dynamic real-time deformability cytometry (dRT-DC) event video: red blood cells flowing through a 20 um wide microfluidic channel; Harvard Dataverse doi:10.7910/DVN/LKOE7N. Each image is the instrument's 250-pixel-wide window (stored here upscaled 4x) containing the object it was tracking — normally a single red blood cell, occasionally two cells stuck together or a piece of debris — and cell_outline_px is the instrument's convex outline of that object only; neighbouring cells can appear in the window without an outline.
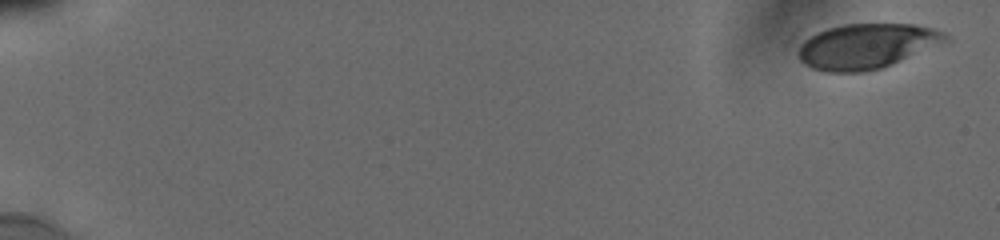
{"species": "human", "species_latin": "Homo sapiens", "temperature_condition": "cold", "stored_images_in_passage": 11, "camera_frame_rate_fps": 3000, "um_per_image_px": 0.085, "donor": {"sex": "male"}, "frame": {"image": 1, "passage_image": 1, "time_ms": 0.0, "image_size_px": [1000, 240], "cell_outline_px": [[952, 40], [884, 68], [864, 72], [824, 72], [812, 68], [804, 64], [800, 60], [800, 48], [804, 40], [816, 32], [828, 28], [844, 24], [912, 24], [932, 28], [944, 32]], "centroid_in_image_um": [73.72, 3.93], "position_along_channel_um": 11.3, "area_um2": 38.9}}
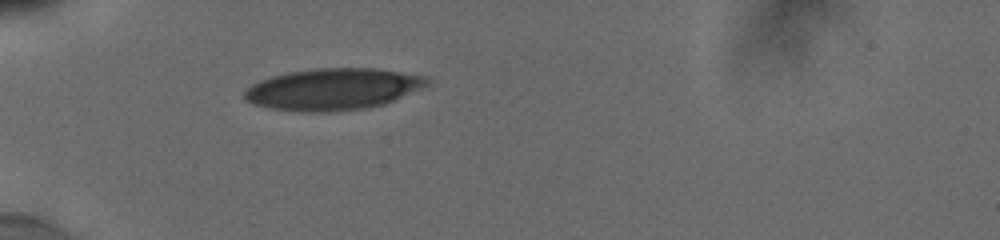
{"frame": {"image": 2, "passage_image": 9, "time_ms": 5.667, "image_size_px": [1000, 240], "cell_outline_px": [[432, 80], [428, 84], [420, 88], [384, 104], [364, 108], [332, 112], [300, 112], [268, 108], [252, 104], [244, 100], [244, 92], [252, 84], [260, 80], [272, 76], [288, 72], [316, 68], [372, 68], [428, 76]], "centroid_in_image_um": [28.26, 7.58], "position_along_channel_um": 56.7, "area_um2": 44.33}}